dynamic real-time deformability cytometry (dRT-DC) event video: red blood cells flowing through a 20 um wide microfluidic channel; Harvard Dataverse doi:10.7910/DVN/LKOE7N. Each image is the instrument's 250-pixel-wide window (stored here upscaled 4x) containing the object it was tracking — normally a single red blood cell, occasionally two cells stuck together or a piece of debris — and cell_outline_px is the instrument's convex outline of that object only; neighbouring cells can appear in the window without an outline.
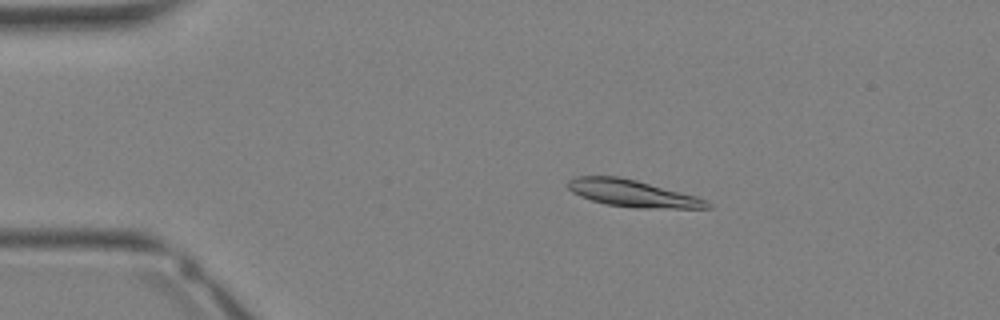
{"species": "Egyptian fruit bat (a non-hibernating species)", "species_latin": "Rousettus aegyptiacus", "temperature_condition": "warm", "stored_images_in_passage": 17, "camera_frame_rate_fps": 3000, "um_per_image_px": 0.085, "animal": {"sex": "female"}, "frame": {"image": 1, "passage_image": 6, "time_ms": 1.667, "image_size_px": [1000, 320], "cell_outline_px": [[712, 208], [636, 208], [608, 204], [592, 200], [580, 196], [572, 192], [568, 188], [568, 180], [576, 176], [620, 176], [636, 180], [696, 196], [712, 204]], "centroid_in_image_um": [53.75, 16.43], "position_along_channel_um": 31.2, "area_um2": 21.68}}
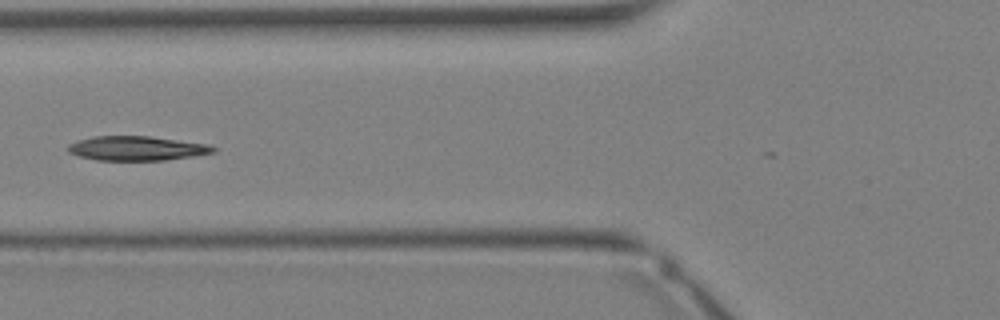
{"frame": {"image": 2, "passage_image": 13, "time_ms": 4.0, "image_size_px": [1000, 320], "cell_outline_px": [[216, 152], [196, 156], [164, 160], [96, 160], [80, 156], [68, 152], [68, 144], [80, 140], [96, 136], [148, 136], [208, 144], [216, 148]], "centroid_in_image_um": [11.66, 12.61], "position_along_channel_um": 114.1, "area_um2": 20.52}}
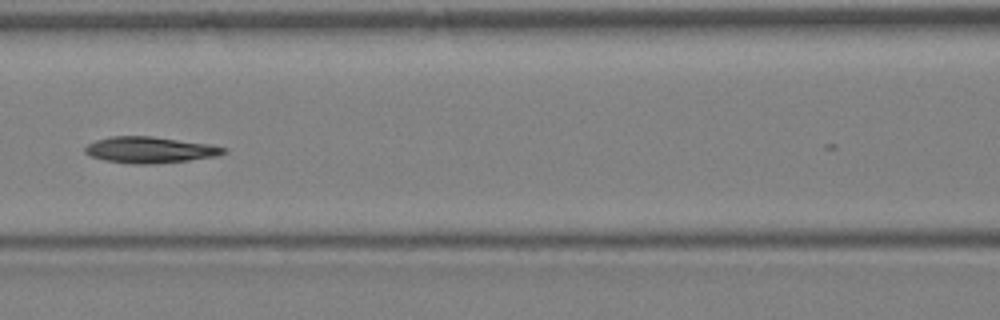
{"frame": {"image": 3, "passage_image": 15, "time_ms": 4.667, "image_size_px": [1000, 320], "cell_outline_px": [[228, 152], [216, 156], [188, 160], [156, 164], [132, 164], [104, 160], [92, 156], [84, 152], [84, 148], [88, 144], [96, 140], [112, 136], [152, 136], [212, 144], [228, 148]], "centroid_in_image_um": [12.78, 12.74], "position_along_channel_um": 153.8, "area_um2": 21.33}}